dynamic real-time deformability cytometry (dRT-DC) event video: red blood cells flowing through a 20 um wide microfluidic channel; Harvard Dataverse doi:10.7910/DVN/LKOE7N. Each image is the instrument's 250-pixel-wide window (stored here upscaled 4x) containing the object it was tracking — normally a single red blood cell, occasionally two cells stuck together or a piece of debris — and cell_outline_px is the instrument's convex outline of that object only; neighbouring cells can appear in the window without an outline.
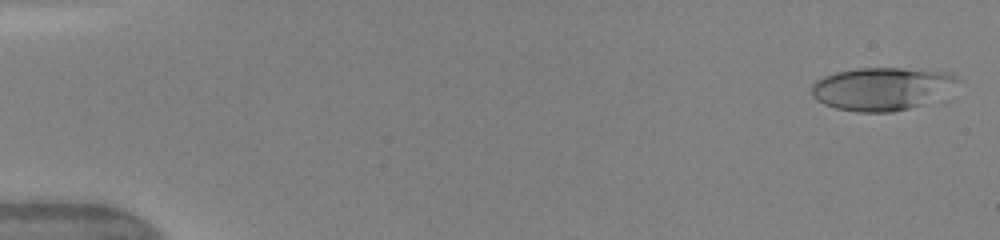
{"species": "human", "species_latin": "Homo sapiens", "temperature_condition": "warm", "stored_images_in_passage": 48, "camera_frame_rate_fps": 3000, "um_per_image_px": 0.085, "donor": {"sex": "female"}, "frame": {"image": 1, "passage_image": 2, "time_ms": 0.333, "image_size_px": [1000, 240], "cell_outline_px": [[956, 80], [928, 100], [920, 104], [908, 108], [892, 112], [856, 112], [836, 108], [824, 104], [816, 100], [812, 96], [812, 84], [816, 80], [824, 76], [836, 72], [856, 68], [904, 68], [948, 72], [956, 76]], "centroid_in_image_um": [74.77, 7.53], "position_along_channel_um": 10.2, "area_um2": 35.43}}
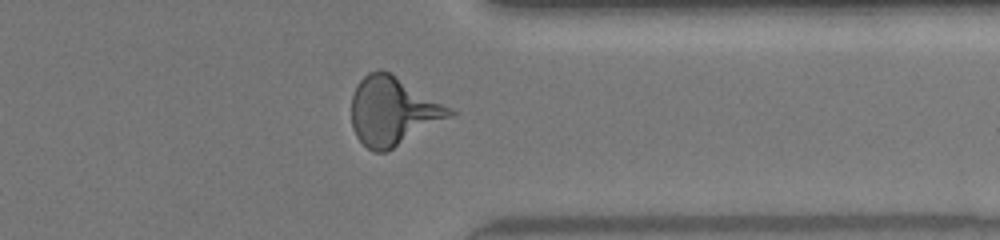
{"frame": {"image": 2, "passage_image": 39, "time_ms": 12.667, "image_size_px": [1000, 240], "cell_outline_px": [[456, 112], [452, 116], [392, 148], [384, 152], [376, 152], [368, 148], [356, 136], [352, 128], [352, 96], [356, 84], [368, 72], [380, 68], [388, 72], [452, 108]], "centroid_in_image_um": [33.36, 9.43], "position_along_channel_um": 378.0, "area_um2": 38.49}}
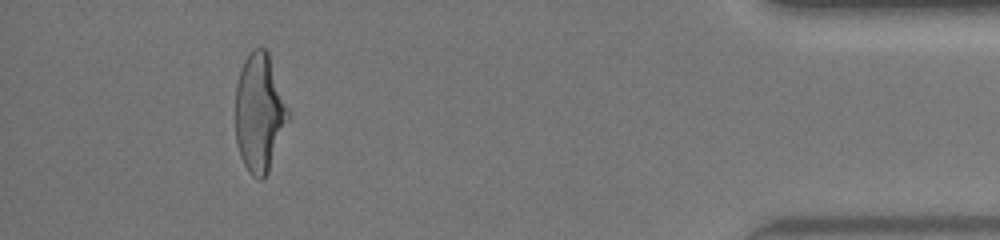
{"frame": {"image": 3, "passage_image": 45, "time_ms": 14.667, "image_size_px": [1000, 240], "cell_outline_px": [[288, 120], [268, 172], [264, 180], [260, 180], [252, 176], [244, 164], [240, 156], [236, 144], [236, 84], [244, 60], [248, 52], [252, 48], [264, 48], [268, 52], [288, 108]], "centroid_in_image_um": [22.03, 9.59], "position_along_channel_um": 413.2, "area_um2": 36.07}, "authors_computed_cell_mechanics": {"area_um2": 36.0383, "velocity_mm_per_s": 4.2153, "shape_relaxation_time_tau1_ms": 5.9013, "shape_relaxation_time_tau2_ms": 1.1532, "deformation_change_tau1": 0.237, "deformation_change_tau2": 0.1142}}